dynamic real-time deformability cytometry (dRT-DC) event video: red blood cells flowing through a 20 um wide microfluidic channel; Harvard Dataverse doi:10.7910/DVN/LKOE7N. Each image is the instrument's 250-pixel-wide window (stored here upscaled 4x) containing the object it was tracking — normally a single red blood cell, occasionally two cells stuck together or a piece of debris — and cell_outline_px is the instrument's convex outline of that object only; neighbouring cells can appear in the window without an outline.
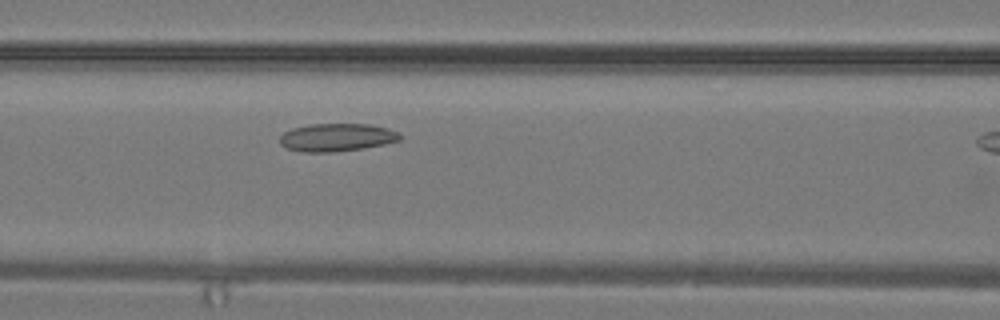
{"species": "common noctule bat (a hibernating species)", "species_latin": "Nyctalus noctula", "temperature_condition": "warm", "stored_images_in_passage": 10, "camera_frame_rate_fps": 3000, "um_per_image_px": 0.085, "animal": {"sex": "male", "body_mass_g": 19.2, "forearm_length_mm": 51.8}, "frame": {"image": 1, "passage_image": 9, "time_ms": 2.667, "image_size_px": [1000, 320], "cell_outline_px": [[404, 136], [400, 140], [384, 144], [364, 148], [332, 152], [300, 152], [288, 148], [280, 144], [280, 136], [284, 132], [292, 128], [308, 124], [368, 124], [388, 128]], "centroid_in_image_um": [28.62, 11.68], "position_along_channel_um": 138.0, "area_um2": 19.59}}